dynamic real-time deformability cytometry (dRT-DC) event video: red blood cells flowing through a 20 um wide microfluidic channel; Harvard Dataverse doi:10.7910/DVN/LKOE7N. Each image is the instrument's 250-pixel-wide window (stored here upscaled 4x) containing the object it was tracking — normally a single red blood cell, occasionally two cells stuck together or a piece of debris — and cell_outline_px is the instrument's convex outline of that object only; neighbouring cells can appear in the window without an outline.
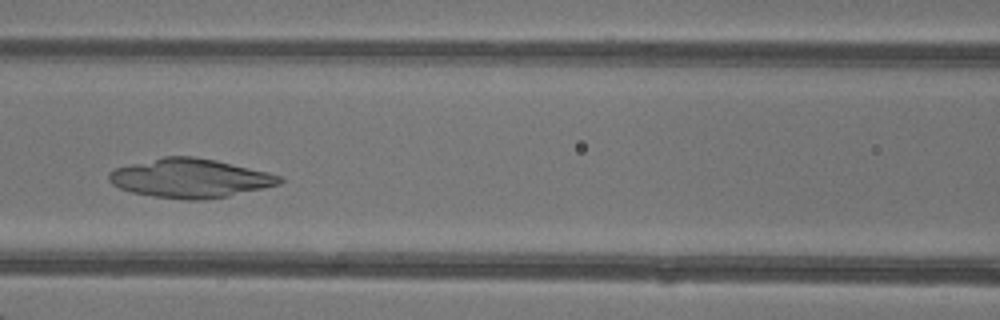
{"species": "common noctule bat (a hibernating species)", "species_latin": "Nyctalus noctula", "temperature_condition": "warm", "stored_images_in_passage": 34, "camera_frame_rate_fps": 3000, "um_per_image_px": 0.085, "animal": {"sex": "female"}, "frame": {"image": 1, "passage_image": 7, "time_ms": 2.0, "image_size_px": [1000, 320], "cell_outline_px": [[284, 180], [280, 184], [264, 188], [228, 196], [204, 200], [184, 200], [152, 196], [132, 192], [120, 188], [112, 184], [108, 180], [108, 172], [116, 168], [164, 156], [192, 156], [216, 160], [268, 172], [280, 176]], "centroid_in_image_um": [16.17, 15.15], "position_along_channel_um": 150.4, "area_um2": 38.67}}
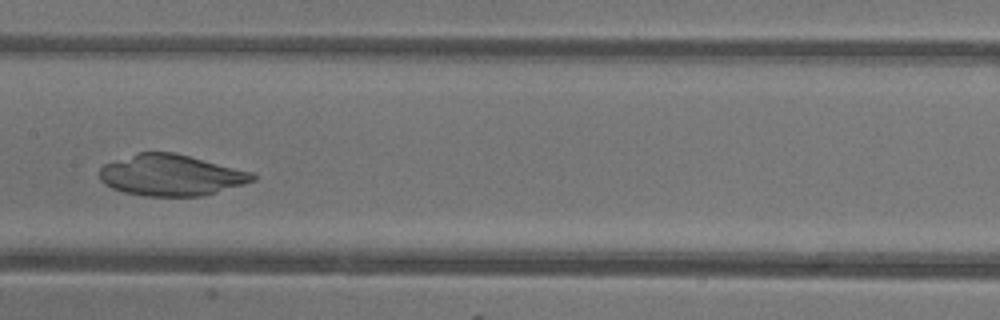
{"frame": {"image": 2, "passage_image": 10, "time_ms": 3.0, "image_size_px": [1000, 320], "cell_outline_px": [[256, 180], [244, 184], [216, 192], [200, 196], [144, 196], [124, 192], [112, 188], [104, 184], [100, 180], [100, 168], [104, 164], [136, 152], [176, 152], [256, 172]], "centroid_in_image_um": [14.57, 14.87], "position_along_channel_um": 192.8, "area_um2": 37.17}}
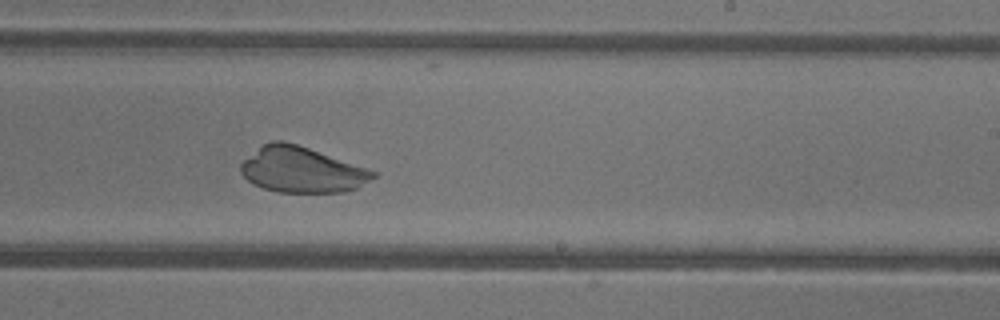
{"frame": {"image": 3, "passage_image": 15, "time_ms": 4.667, "image_size_px": [1000, 320], "cell_outline_px": [[376, 176], [356, 188], [344, 192], [276, 192], [252, 184], [240, 172], [240, 164], [244, 160], [264, 144], [272, 140], [284, 140], [368, 168], [376, 172]], "centroid_in_image_um": [25.63, 14.44], "position_along_channel_um": 263.4, "area_um2": 34.85}}